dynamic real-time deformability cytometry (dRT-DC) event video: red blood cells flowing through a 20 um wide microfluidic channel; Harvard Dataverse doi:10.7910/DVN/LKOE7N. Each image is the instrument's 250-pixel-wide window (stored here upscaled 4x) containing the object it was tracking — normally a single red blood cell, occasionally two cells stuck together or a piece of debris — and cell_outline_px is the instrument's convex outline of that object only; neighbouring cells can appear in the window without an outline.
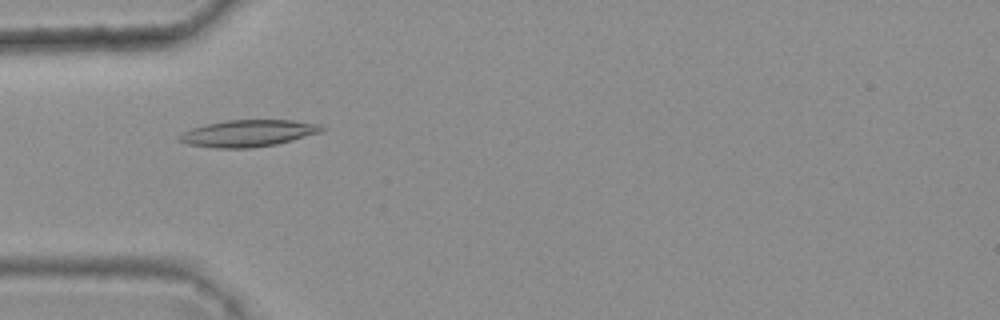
{"species": "common noctule bat (a hibernating species)", "species_latin": "Nyctalus noctula", "temperature_condition": "warm", "stored_images_in_passage": 7, "camera_frame_rate_fps": 3000, "um_per_image_px": 0.085, "animal": {"sex": "female", "body_mass_g": 25.1}, "frame": {"image": 1, "passage_image": 5, "time_ms": 1.333, "image_size_px": [1000, 320], "cell_outline_px": [[328, 128], [320, 132], [292, 140], [276, 144], [252, 148], [216, 148], [188, 144], [176, 140], [176, 136], [192, 128], [204, 124], [224, 120], [292, 120], [320, 124]], "centroid_in_image_um": [21.07, 11.32], "position_along_channel_um": 63.9, "area_um2": 22.37}}
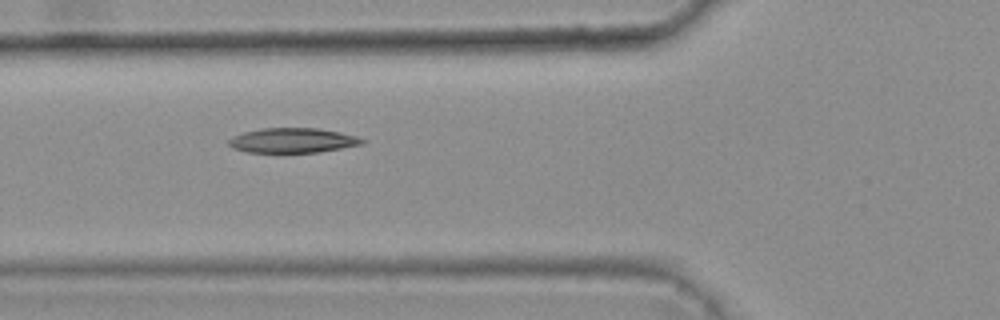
{"frame": {"image": 2, "passage_image": 6, "time_ms": 1.667, "image_size_px": [1000, 320], "cell_outline_px": [[368, 140], [364, 144], [320, 152], [248, 152], [232, 148], [228, 144], [228, 140], [232, 136], [244, 132], [260, 128], [320, 128], [340, 132], [356, 136]], "centroid_in_image_um": [24.9, 11.93], "position_along_channel_um": 100.9, "area_um2": 19.42}}
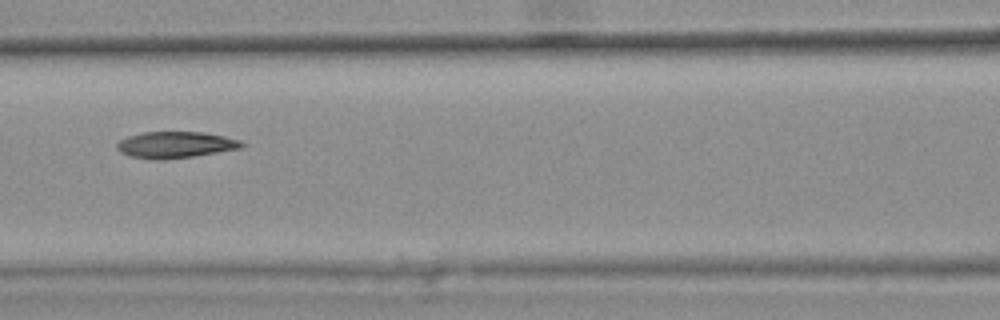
{"frame": {"image": 3, "passage_image": 7, "time_ms": 2.0, "image_size_px": [1000, 320], "cell_outline_px": [[248, 144], [240, 148], [192, 156], [160, 160], [128, 156], [120, 152], [116, 148], [116, 144], [120, 140], [128, 136], [144, 132], [204, 132], [244, 140]], "centroid_in_image_um": [14.93, 12.3], "position_along_channel_um": 151.7, "area_um2": 19.25}}